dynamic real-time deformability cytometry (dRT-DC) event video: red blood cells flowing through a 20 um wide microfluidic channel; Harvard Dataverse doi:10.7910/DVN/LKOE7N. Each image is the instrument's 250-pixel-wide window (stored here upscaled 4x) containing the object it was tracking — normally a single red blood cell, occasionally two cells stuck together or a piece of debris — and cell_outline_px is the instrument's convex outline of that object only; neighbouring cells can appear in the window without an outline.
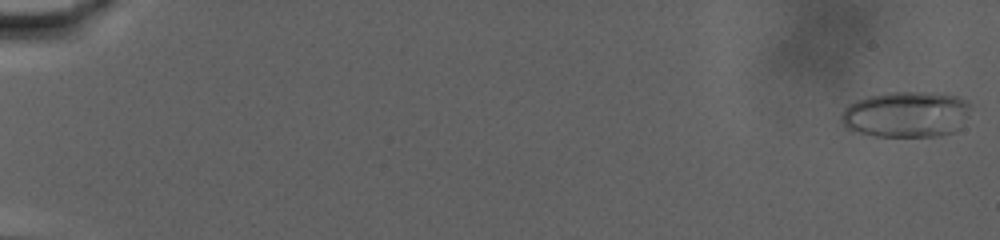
{"species": "human", "species_latin": "Homo sapiens", "temperature_condition": "warm", "stored_images_in_passage": 76, "camera_frame_rate_fps": 3000, "um_per_image_px": 0.085, "donor": {"sex": "male"}, "frame": {"image": 1, "passage_image": 2, "time_ms": 0.333, "image_size_px": [1000, 240], "cell_outline_px": [[972, 108], [968, 116], [960, 128], [952, 132], [940, 136], [872, 136], [848, 128], [840, 124], [840, 116], [844, 108], [848, 104], [856, 100], [868, 96], [892, 92], [932, 92], [956, 96], [964, 100]], "centroid_in_image_um": [77.02, 9.72], "position_along_channel_um": 8.0, "area_um2": 34.85}}
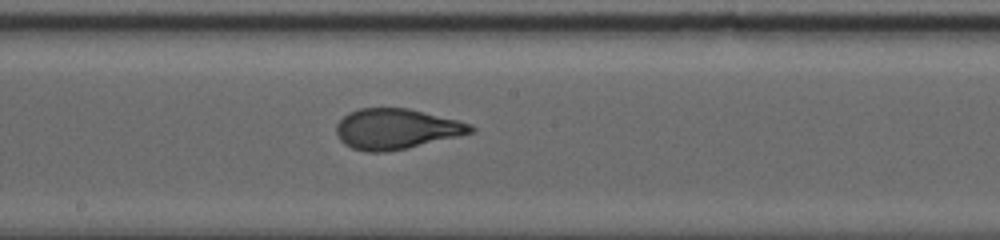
{"frame": {"image": 2, "passage_image": 45, "time_ms": 14.667, "image_size_px": [1000, 240], "cell_outline_px": [[476, 128], [472, 132], [460, 136], [408, 148], [384, 152], [368, 152], [352, 148], [344, 144], [340, 140], [336, 132], [336, 124], [348, 112], [360, 108], [408, 108], [460, 120], [472, 124]], "centroid_in_image_um": [33.7, 10.96], "position_along_channel_um": 214.5, "area_um2": 31.85}}
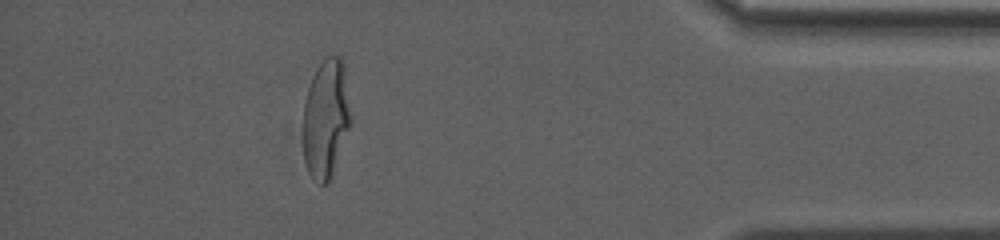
{"frame": {"image": 3, "passage_image": 69, "time_ms": 22.667, "image_size_px": [1000, 240], "cell_outline_px": [[352, 120], [328, 184], [320, 184], [308, 172], [304, 160], [304, 100], [312, 76], [316, 68], [324, 56], [340, 56], [344, 64], [352, 116]], "centroid_in_image_um": [27.71, 10.02], "position_along_channel_um": 407.5, "area_um2": 33.06}, "authors_computed_cell_mechanics": {"area_um2": 31.7322, "velocity_mm_per_s": 2.8843, "shape_relaxation_time_tau1_ms": 6.2245, "shape_relaxation_time_tau2_ms": null, "deformation_change_tau1": 0.234, "deformation_change_tau2": null}}